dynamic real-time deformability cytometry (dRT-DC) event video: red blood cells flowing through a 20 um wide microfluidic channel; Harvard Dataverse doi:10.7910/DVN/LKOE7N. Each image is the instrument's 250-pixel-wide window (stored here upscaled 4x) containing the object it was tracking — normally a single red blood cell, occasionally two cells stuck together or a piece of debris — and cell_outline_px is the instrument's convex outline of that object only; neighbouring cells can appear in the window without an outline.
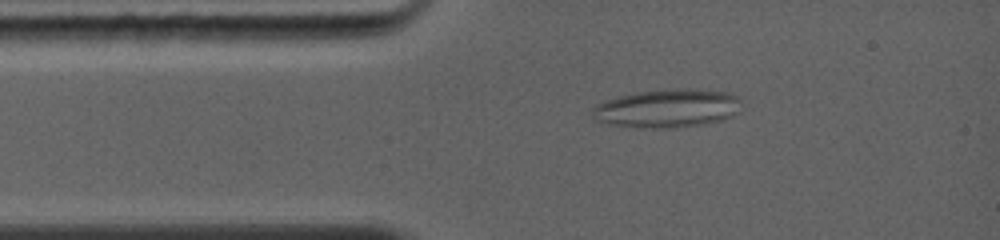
{"species": "common noctule bat (a hibernating species)", "species_latin": "Nyctalus noctula", "temperature_condition": "warm", "stored_images_in_passage": 65, "camera_frame_rate_fps": 5000, "um_per_image_px": 0.085, "animal": {"sex": "female", "body_mass_g": 19.0, "forearm_length_mm": 56.7}, "frame": {"image": 1, "passage_image": 9, "time_ms": 1.8, "image_size_px": [1000, 240], "cell_outline_px": [[740, 100], [736, 112], [732, 116], [720, 120], [704, 124], [668, 128], [656, 128], [608, 124], [596, 120], [592, 116], [592, 108], [596, 104], [620, 96], [636, 92], [672, 88], [684, 88], [724, 92], [736, 96]], "centroid_in_image_um": [56.68, 9.2], "position_along_channel_um": 28.3, "area_um2": 32.95}}
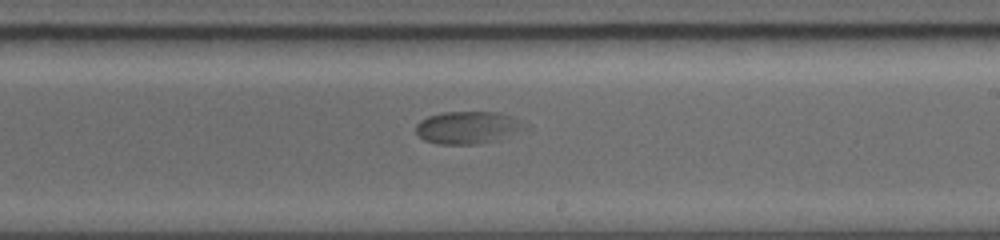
{"frame": {"image": 2, "passage_image": 35, "time_ms": 7.4, "image_size_px": [1000, 240], "cell_outline_px": [[532, 128], [476, 144], [440, 144], [424, 140], [416, 132], [416, 124], [420, 120], [428, 116], [444, 112], [500, 112], [512, 116], [528, 124]], "centroid_in_image_um": [39.79, 10.82], "position_along_channel_um": 249.2, "area_um2": 20.52}}
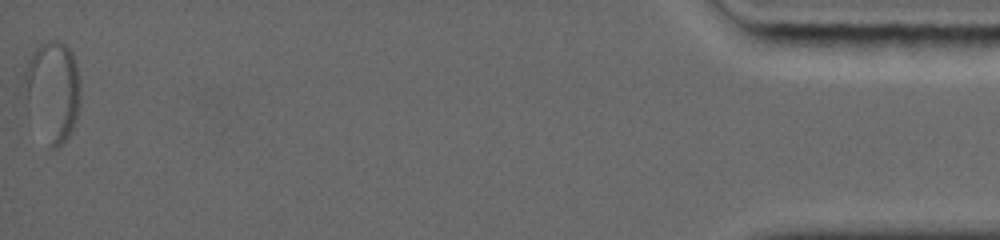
{"frame": {"image": 3, "passage_image": 65, "time_ms": 15.0, "image_size_px": [1000, 240], "cell_outline_px": [[80, 96], [76, 120], [68, 136], [56, 148], [48, 148], [28, 108], [20, 84], [28, 60], [32, 52], [40, 44], [48, 40], [60, 40], [72, 52], [76, 64], [80, 80]], "centroid_in_image_um": [4.44, 7.7], "position_along_channel_um": 430.8, "area_um2": 33.23}}